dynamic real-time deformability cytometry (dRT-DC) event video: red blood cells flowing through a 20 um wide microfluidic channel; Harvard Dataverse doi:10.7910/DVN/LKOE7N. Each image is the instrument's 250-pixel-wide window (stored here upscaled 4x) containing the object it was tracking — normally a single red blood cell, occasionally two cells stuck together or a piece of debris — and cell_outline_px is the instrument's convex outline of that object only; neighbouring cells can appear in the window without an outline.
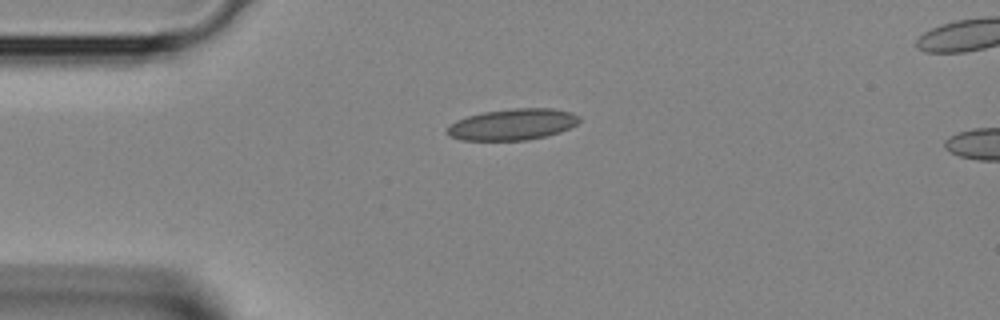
{"species": "Egyptian fruit bat (a non-hibernating species)", "species_latin": "Rousettus aegyptiacus", "temperature_condition": "room temperature", "stored_images_in_passage": 2, "camera_frame_rate_fps": 3000, "um_per_image_px": 0.085, "animal": {"sex": "female"}, "frame": {"image": 1, "passage_image": 1, "time_ms": 0.0, "image_size_px": [1000, 320], "cell_outline_px": [[580, 120], [576, 124], [560, 132], [528, 140], [460, 140], [448, 136], [444, 132], [456, 120], [468, 116], [484, 112], [512, 108], [552, 108], [572, 112], [580, 116]], "centroid_in_image_um": [43.56, 10.57], "position_along_channel_um": 41.4, "area_um2": 24.1}}